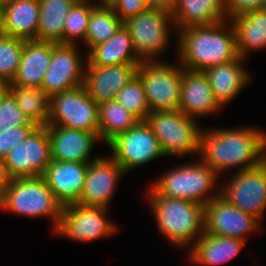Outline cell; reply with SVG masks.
Here are the masks:
<instances>
[{
	"label": "cell",
	"mask_w": 266,
	"mask_h": 266,
	"mask_svg": "<svg viewBox=\"0 0 266 266\" xmlns=\"http://www.w3.org/2000/svg\"><path fill=\"white\" fill-rule=\"evenodd\" d=\"M199 155L217 175L240 165L239 171L255 168L266 160V133L255 127L202 131Z\"/></svg>",
	"instance_id": "1"
},
{
	"label": "cell",
	"mask_w": 266,
	"mask_h": 266,
	"mask_svg": "<svg viewBox=\"0 0 266 266\" xmlns=\"http://www.w3.org/2000/svg\"><path fill=\"white\" fill-rule=\"evenodd\" d=\"M227 21L179 30V63L186 70L204 72L210 67L229 63L239 57L236 33L231 21V26H225Z\"/></svg>",
	"instance_id": "2"
},
{
	"label": "cell",
	"mask_w": 266,
	"mask_h": 266,
	"mask_svg": "<svg viewBox=\"0 0 266 266\" xmlns=\"http://www.w3.org/2000/svg\"><path fill=\"white\" fill-rule=\"evenodd\" d=\"M151 209L163 235L179 247L194 243L204 233V206L149 192ZM193 240V241H192Z\"/></svg>",
	"instance_id": "3"
},
{
	"label": "cell",
	"mask_w": 266,
	"mask_h": 266,
	"mask_svg": "<svg viewBox=\"0 0 266 266\" xmlns=\"http://www.w3.org/2000/svg\"><path fill=\"white\" fill-rule=\"evenodd\" d=\"M62 208L43 176L11 179L0 199V209L28 217L51 216L54 231L59 226Z\"/></svg>",
	"instance_id": "4"
},
{
	"label": "cell",
	"mask_w": 266,
	"mask_h": 266,
	"mask_svg": "<svg viewBox=\"0 0 266 266\" xmlns=\"http://www.w3.org/2000/svg\"><path fill=\"white\" fill-rule=\"evenodd\" d=\"M217 176L201 160L200 162L185 164L168 171L152 184L150 189L158 196L192 201L204 206L207 202L220 195V191L214 195L213 193L209 194V190H211V186H213Z\"/></svg>",
	"instance_id": "5"
},
{
	"label": "cell",
	"mask_w": 266,
	"mask_h": 266,
	"mask_svg": "<svg viewBox=\"0 0 266 266\" xmlns=\"http://www.w3.org/2000/svg\"><path fill=\"white\" fill-rule=\"evenodd\" d=\"M166 156L199 153L201 130L179 110L150 112L145 120Z\"/></svg>",
	"instance_id": "6"
},
{
	"label": "cell",
	"mask_w": 266,
	"mask_h": 266,
	"mask_svg": "<svg viewBox=\"0 0 266 266\" xmlns=\"http://www.w3.org/2000/svg\"><path fill=\"white\" fill-rule=\"evenodd\" d=\"M184 69L160 60L140 63L136 75L143 83L150 112L178 110Z\"/></svg>",
	"instance_id": "7"
},
{
	"label": "cell",
	"mask_w": 266,
	"mask_h": 266,
	"mask_svg": "<svg viewBox=\"0 0 266 266\" xmlns=\"http://www.w3.org/2000/svg\"><path fill=\"white\" fill-rule=\"evenodd\" d=\"M47 125L87 131L99 135V104L83 85L50 97Z\"/></svg>",
	"instance_id": "8"
},
{
	"label": "cell",
	"mask_w": 266,
	"mask_h": 266,
	"mask_svg": "<svg viewBox=\"0 0 266 266\" xmlns=\"http://www.w3.org/2000/svg\"><path fill=\"white\" fill-rule=\"evenodd\" d=\"M171 21V22H170ZM169 22L174 23L167 10L148 8L123 24L129 30L137 56L142 61H154L169 41Z\"/></svg>",
	"instance_id": "9"
},
{
	"label": "cell",
	"mask_w": 266,
	"mask_h": 266,
	"mask_svg": "<svg viewBox=\"0 0 266 266\" xmlns=\"http://www.w3.org/2000/svg\"><path fill=\"white\" fill-rule=\"evenodd\" d=\"M112 158L125 173L158 157H164L158 139L146 121H138L132 128L117 135L108 144Z\"/></svg>",
	"instance_id": "10"
},
{
	"label": "cell",
	"mask_w": 266,
	"mask_h": 266,
	"mask_svg": "<svg viewBox=\"0 0 266 266\" xmlns=\"http://www.w3.org/2000/svg\"><path fill=\"white\" fill-rule=\"evenodd\" d=\"M51 160V142L47 126H38L3 158L12 179L42 176Z\"/></svg>",
	"instance_id": "11"
},
{
	"label": "cell",
	"mask_w": 266,
	"mask_h": 266,
	"mask_svg": "<svg viewBox=\"0 0 266 266\" xmlns=\"http://www.w3.org/2000/svg\"><path fill=\"white\" fill-rule=\"evenodd\" d=\"M106 207L73 203L63 206L57 234L75 241L90 242L114 234L117 228L106 219Z\"/></svg>",
	"instance_id": "12"
},
{
	"label": "cell",
	"mask_w": 266,
	"mask_h": 266,
	"mask_svg": "<svg viewBox=\"0 0 266 266\" xmlns=\"http://www.w3.org/2000/svg\"><path fill=\"white\" fill-rule=\"evenodd\" d=\"M220 196L229 204L261 220L266 209V160L259 166L237 171Z\"/></svg>",
	"instance_id": "13"
},
{
	"label": "cell",
	"mask_w": 266,
	"mask_h": 266,
	"mask_svg": "<svg viewBox=\"0 0 266 266\" xmlns=\"http://www.w3.org/2000/svg\"><path fill=\"white\" fill-rule=\"evenodd\" d=\"M77 45L53 42L50 64L41 88L49 97L83 85L85 69Z\"/></svg>",
	"instance_id": "14"
},
{
	"label": "cell",
	"mask_w": 266,
	"mask_h": 266,
	"mask_svg": "<svg viewBox=\"0 0 266 266\" xmlns=\"http://www.w3.org/2000/svg\"><path fill=\"white\" fill-rule=\"evenodd\" d=\"M204 232L215 236L235 237L245 241L256 231L259 219L229 204L220 195L204 205Z\"/></svg>",
	"instance_id": "15"
},
{
	"label": "cell",
	"mask_w": 266,
	"mask_h": 266,
	"mask_svg": "<svg viewBox=\"0 0 266 266\" xmlns=\"http://www.w3.org/2000/svg\"><path fill=\"white\" fill-rule=\"evenodd\" d=\"M123 168L111 157L110 159L95 158L88 165L84 187L78 203L86 206H103L109 208L115 185Z\"/></svg>",
	"instance_id": "16"
},
{
	"label": "cell",
	"mask_w": 266,
	"mask_h": 266,
	"mask_svg": "<svg viewBox=\"0 0 266 266\" xmlns=\"http://www.w3.org/2000/svg\"><path fill=\"white\" fill-rule=\"evenodd\" d=\"M140 64L88 66L85 63L83 86L98 104L115 100L117 93L136 75Z\"/></svg>",
	"instance_id": "17"
},
{
	"label": "cell",
	"mask_w": 266,
	"mask_h": 266,
	"mask_svg": "<svg viewBox=\"0 0 266 266\" xmlns=\"http://www.w3.org/2000/svg\"><path fill=\"white\" fill-rule=\"evenodd\" d=\"M88 165L89 163L51 160L42 176L62 206L78 203Z\"/></svg>",
	"instance_id": "18"
},
{
	"label": "cell",
	"mask_w": 266,
	"mask_h": 266,
	"mask_svg": "<svg viewBox=\"0 0 266 266\" xmlns=\"http://www.w3.org/2000/svg\"><path fill=\"white\" fill-rule=\"evenodd\" d=\"M51 142V158L57 161L90 163L89 156L99 135L87 131L47 125Z\"/></svg>",
	"instance_id": "19"
},
{
	"label": "cell",
	"mask_w": 266,
	"mask_h": 266,
	"mask_svg": "<svg viewBox=\"0 0 266 266\" xmlns=\"http://www.w3.org/2000/svg\"><path fill=\"white\" fill-rule=\"evenodd\" d=\"M220 107L204 72L184 69L178 110L187 117L195 119L216 112Z\"/></svg>",
	"instance_id": "20"
},
{
	"label": "cell",
	"mask_w": 266,
	"mask_h": 266,
	"mask_svg": "<svg viewBox=\"0 0 266 266\" xmlns=\"http://www.w3.org/2000/svg\"><path fill=\"white\" fill-rule=\"evenodd\" d=\"M39 0H7L1 9V33L37 40Z\"/></svg>",
	"instance_id": "21"
},
{
	"label": "cell",
	"mask_w": 266,
	"mask_h": 266,
	"mask_svg": "<svg viewBox=\"0 0 266 266\" xmlns=\"http://www.w3.org/2000/svg\"><path fill=\"white\" fill-rule=\"evenodd\" d=\"M85 54L88 66L140 64L129 30L123 24L108 40L92 47Z\"/></svg>",
	"instance_id": "22"
},
{
	"label": "cell",
	"mask_w": 266,
	"mask_h": 266,
	"mask_svg": "<svg viewBox=\"0 0 266 266\" xmlns=\"http://www.w3.org/2000/svg\"><path fill=\"white\" fill-rule=\"evenodd\" d=\"M52 50L53 42L24 40L20 63L11 82L41 88L50 64Z\"/></svg>",
	"instance_id": "23"
},
{
	"label": "cell",
	"mask_w": 266,
	"mask_h": 266,
	"mask_svg": "<svg viewBox=\"0 0 266 266\" xmlns=\"http://www.w3.org/2000/svg\"><path fill=\"white\" fill-rule=\"evenodd\" d=\"M244 58L240 56L225 64L210 67L204 71L213 94L220 106L232 100L250 80V74L242 65Z\"/></svg>",
	"instance_id": "24"
},
{
	"label": "cell",
	"mask_w": 266,
	"mask_h": 266,
	"mask_svg": "<svg viewBox=\"0 0 266 266\" xmlns=\"http://www.w3.org/2000/svg\"><path fill=\"white\" fill-rule=\"evenodd\" d=\"M192 245L190 261L199 266H214L234 258L245 245L235 237L215 236L204 232Z\"/></svg>",
	"instance_id": "25"
},
{
	"label": "cell",
	"mask_w": 266,
	"mask_h": 266,
	"mask_svg": "<svg viewBox=\"0 0 266 266\" xmlns=\"http://www.w3.org/2000/svg\"><path fill=\"white\" fill-rule=\"evenodd\" d=\"M172 18L178 31L216 24L226 20L224 0H177Z\"/></svg>",
	"instance_id": "26"
},
{
	"label": "cell",
	"mask_w": 266,
	"mask_h": 266,
	"mask_svg": "<svg viewBox=\"0 0 266 266\" xmlns=\"http://www.w3.org/2000/svg\"><path fill=\"white\" fill-rule=\"evenodd\" d=\"M237 42L238 55L246 58L252 50L266 46V12L257 9L231 19Z\"/></svg>",
	"instance_id": "27"
},
{
	"label": "cell",
	"mask_w": 266,
	"mask_h": 266,
	"mask_svg": "<svg viewBox=\"0 0 266 266\" xmlns=\"http://www.w3.org/2000/svg\"><path fill=\"white\" fill-rule=\"evenodd\" d=\"M74 3L72 0H39L38 41L63 44L65 18Z\"/></svg>",
	"instance_id": "28"
},
{
	"label": "cell",
	"mask_w": 266,
	"mask_h": 266,
	"mask_svg": "<svg viewBox=\"0 0 266 266\" xmlns=\"http://www.w3.org/2000/svg\"><path fill=\"white\" fill-rule=\"evenodd\" d=\"M8 90L15 97L19 109L37 126H47L50 97L38 87L8 83Z\"/></svg>",
	"instance_id": "29"
},
{
	"label": "cell",
	"mask_w": 266,
	"mask_h": 266,
	"mask_svg": "<svg viewBox=\"0 0 266 266\" xmlns=\"http://www.w3.org/2000/svg\"><path fill=\"white\" fill-rule=\"evenodd\" d=\"M139 120L116 99L99 104V139L108 144Z\"/></svg>",
	"instance_id": "30"
},
{
	"label": "cell",
	"mask_w": 266,
	"mask_h": 266,
	"mask_svg": "<svg viewBox=\"0 0 266 266\" xmlns=\"http://www.w3.org/2000/svg\"><path fill=\"white\" fill-rule=\"evenodd\" d=\"M123 25L113 8L95 6L90 13L85 45L91 49L108 41Z\"/></svg>",
	"instance_id": "31"
},
{
	"label": "cell",
	"mask_w": 266,
	"mask_h": 266,
	"mask_svg": "<svg viewBox=\"0 0 266 266\" xmlns=\"http://www.w3.org/2000/svg\"><path fill=\"white\" fill-rule=\"evenodd\" d=\"M116 100L139 121H145L150 113L143 83L137 75L117 93Z\"/></svg>",
	"instance_id": "32"
},
{
	"label": "cell",
	"mask_w": 266,
	"mask_h": 266,
	"mask_svg": "<svg viewBox=\"0 0 266 266\" xmlns=\"http://www.w3.org/2000/svg\"><path fill=\"white\" fill-rule=\"evenodd\" d=\"M87 2L74 3L65 18L63 28V44L75 45V39L80 38L85 42L87 27L91 10L96 4ZM75 38V39H74Z\"/></svg>",
	"instance_id": "33"
},
{
	"label": "cell",
	"mask_w": 266,
	"mask_h": 266,
	"mask_svg": "<svg viewBox=\"0 0 266 266\" xmlns=\"http://www.w3.org/2000/svg\"><path fill=\"white\" fill-rule=\"evenodd\" d=\"M24 48V39L0 33V78L7 84L17 72Z\"/></svg>",
	"instance_id": "34"
},
{
	"label": "cell",
	"mask_w": 266,
	"mask_h": 266,
	"mask_svg": "<svg viewBox=\"0 0 266 266\" xmlns=\"http://www.w3.org/2000/svg\"><path fill=\"white\" fill-rule=\"evenodd\" d=\"M36 125L19 109L15 97L7 89L0 95V131L9 127Z\"/></svg>",
	"instance_id": "35"
},
{
	"label": "cell",
	"mask_w": 266,
	"mask_h": 266,
	"mask_svg": "<svg viewBox=\"0 0 266 266\" xmlns=\"http://www.w3.org/2000/svg\"><path fill=\"white\" fill-rule=\"evenodd\" d=\"M37 127V125H25L1 130L0 159H3L15 145L25 140Z\"/></svg>",
	"instance_id": "36"
},
{
	"label": "cell",
	"mask_w": 266,
	"mask_h": 266,
	"mask_svg": "<svg viewBox=\"0 0 266 266\" xmlns=\"http://www.w3.org/2000/svg\"><path fill=\"white\" fill-rule=\"evenodd\" d=\"M264 0H224L226 18L231 19L261 9Z\"/></svg>",
	"instance_id": "37"
},
{
	"label": "cell",
	"mask_w": 266,
	"mask_h": 266,
	"mask_svg": "<svg viewBox=\"0 0 266 266\" xmlns=\"http://www.w3.org/2000/svg\"><path fill=\"white\" fill-rule=\"evenodd\" d=\"M148 8L150 7L146 0H120L113 9L115 14L124 23Z\"/></svg>",
	"instance_id": "38"
},
{
	"label": "cell",
	"mask_w": 266,
	"mask_h": 266,
	"mask_svg": "<svg viewBox=\"0 0 266 266\" xmlns=\"http://www.w3.org/2000/svg\"><path fill=\"white\" fill-rule=\"evenodd\" d=\"M150 8L167 10L172 13L177 0H146Z\"/></svg>",
	"instance_id": "39"
},
{
	"label": "cell",
	"mask_w": 266,
	"mask_h": 266,
	"mask_svg": "<svg viewBox=\"0 0 266 266\" xmlns=\"http://www.w3.org/2000/svg\"><path fill=\"white\" fill-rule=\"evenodd\" d=\"M11 179L12 178L9 176L3 159H0V199L3 196L6 187L10 184Z\"/></svg>",
	"instance_id": "40"
},
{
	"label": "cell",
	"mask_w": 266,
	"mask_h": 266,
	"mask_svg": "<svg viewBox=\"0 0 266 266\" xmlns=\"http://www.w3.org/2000/svg\"><path fill=\"white\" fill-rule=\"evenodd\" d=\"M102 4L96 5L99 7H107V8H114L115 5L120 1V0H101Z\"/></svg>",
	"instance_id": "41"
},
{
	"label": "cell",
	"mask_w": 266,
	"mask_h": 266,
	"mask_svg": "<svg viewBox=\"0 0 266 266\" xmlns=\"http://www.w3.org/2000/svg\"><path fill=\"white\" fill-rule=\"evenodd\" d=\"M8 89V84L0 78V95H2Z\"/></svg>",
	"instance_id": "42"
},
{
	"label": "cell",
	"mask_w": 266,
	"mask_h": 266,
	"mask_svg": "<svg viewBox=\"0 0 266 266\" xmlns=\"http://www.w3.org/2000/svg\"><path fill=\"white\" fill-rule=\"evenodd\" d=\"M261 10L266 12V0L263 1L262 6H261Z\"/></svg>",
	"instance_id": "43"
},
{
	"label": "cell",
	"mask_w": 266,
	"mask_h": 266,
	"mask_svg": "<svg viewBox=\"0 0 266 266\" xmlns=\"http://www.w3.org/2000/svg\"><path fill=\"white\" fill-rule=\"evenodd\" d=\"M7 0H0V8L2 9L3 5L5 4Z\"/></svg>",
	"instance_id": "44"
},
{
	"label": "cell",
	"mask_w": 266,
	"mask_h": 266,
	"mask_svg": "<svg viewBox=\"0 0 266 266\" xmlns=\"http://www.w3.org/2000/svg\"><path fill=\"white\" fill-rule=\"evenodd\" d=\"M75 3L87 2V0H72Z\"/></svg>",
	"instance_id": "45"
},
{
	"label": "cell",
	"mask_w": 266,
	"mask_h": 266,
	"mask_svg": "<svg viewBox=\"0 0 266 266\" xmlns=\"http://www.w3.org/2000/svg\"><path fill=\"white\" fill-rule=\"evenodd\" d=\"M0 33H1V8H0Z\"/></svg>",
	"instance_id": "46"
}]
</instances>
